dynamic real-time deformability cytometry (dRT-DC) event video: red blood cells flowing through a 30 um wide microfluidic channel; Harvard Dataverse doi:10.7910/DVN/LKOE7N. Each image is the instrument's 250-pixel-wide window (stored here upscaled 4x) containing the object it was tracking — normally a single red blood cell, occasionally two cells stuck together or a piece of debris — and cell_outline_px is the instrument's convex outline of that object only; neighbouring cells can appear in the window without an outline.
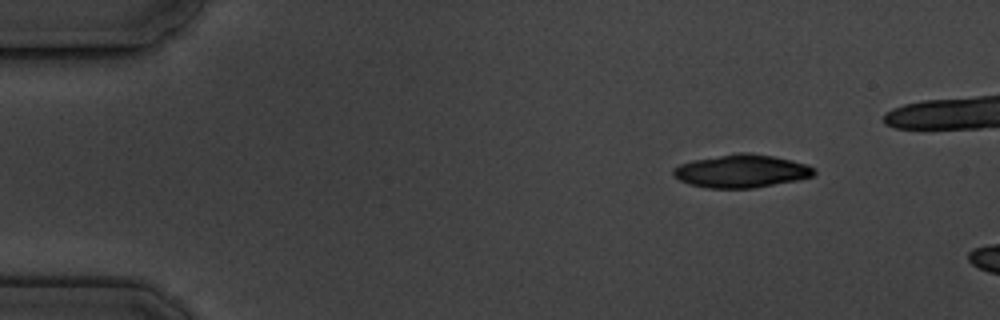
{"species": "common noctule bat (a hibernating species)", "species_latin": "Nyctalus noctula", "temperature_condition": "cold", "stored_images_in_passage": 3, "camera_frame_rate_fps": 3000, "um_per_image_px": 0.085, "animal": {"sex": "male", "body_mass_g": 19.5, "forearm_length_mm": 54.6}, "frame": {"image": 1, "passage_image": 1, "time_ms": 0.0, "image_size_px": [1000, 320], "cell_outline_px": [[816, 172], [812, 176], [796, 180], [752, 188], [708, 188], [688, 184], [680, 180], [672, 172], [672, 168], [680, 164], [692, 160], [736, 152], [748, 152], [772, 156], [792, 160], [808, 164], [816, 168]], "centroid_in_image_um": [63.02, 14.53], "position_along_channel_um": 22.0, "area_um2": 27.17}}